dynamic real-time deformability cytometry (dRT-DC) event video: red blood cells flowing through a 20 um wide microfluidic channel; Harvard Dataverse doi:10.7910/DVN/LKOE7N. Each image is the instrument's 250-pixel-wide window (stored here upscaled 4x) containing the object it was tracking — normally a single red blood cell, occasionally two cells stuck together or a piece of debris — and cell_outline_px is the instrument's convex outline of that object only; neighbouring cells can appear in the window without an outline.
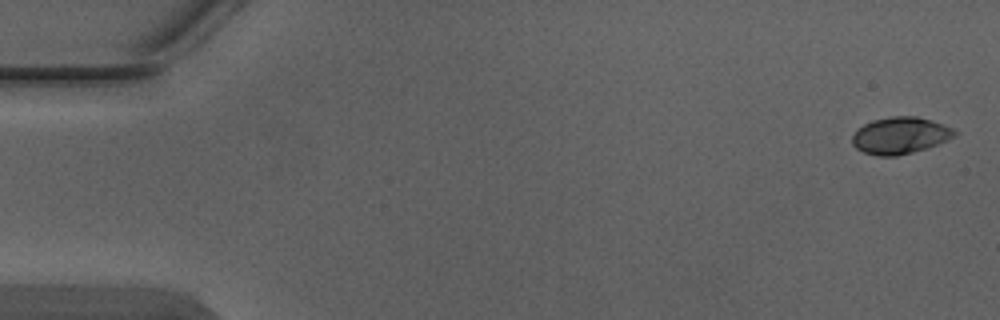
{"species": "Egyptian fruit bat (a non-hibernating species)", "species_latin": "Rousettus aegyptiacus", "temperature_condition": "warm", "stored_images_in_passage": 5, "segment_of_instrument_passage": [1, 2], "camera_frame_rate_fps": 3000, "um_per_image_px": 0.085, "animal": {"sex": "male"}, "frame": {"image": 1, "passage_image": 1, "time_ms": 0.0, "image_size_px": [1000, 320], "cell_outline_px": [[960, 132], [948, 140], [928, 148], [896, 156], [876, 156], [864, 152], [856, 148], [852, 144], [852, 136], [856, 128], [872, 120], [892, 116], [916, 116], [952, 128]], "centroid_in_image_um": [76.49, 11.52], "position_along_channel_um": 8.5, "area_um2": 21.96}}
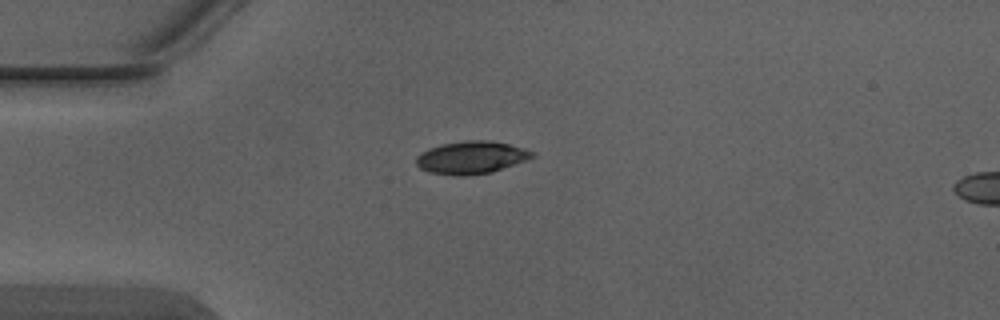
{"frame": {"image": 2, "passage_image": 4, "time_ms": 1.0, "image_size_px": [1000, 320], "cell_outline_px": [[536, 156], [492, 172], [464, 176], [452, 176], [428, 172], [420, 168], [416, 164], [416, 156], [420, 152], [440, 144], [464, 140], [488, 140], [508, 144], [536, 152]], "centroid_in_image_um": [40.02, 13.39], "position_along_channel_um": 45.0, "area_um2": 22.2}}